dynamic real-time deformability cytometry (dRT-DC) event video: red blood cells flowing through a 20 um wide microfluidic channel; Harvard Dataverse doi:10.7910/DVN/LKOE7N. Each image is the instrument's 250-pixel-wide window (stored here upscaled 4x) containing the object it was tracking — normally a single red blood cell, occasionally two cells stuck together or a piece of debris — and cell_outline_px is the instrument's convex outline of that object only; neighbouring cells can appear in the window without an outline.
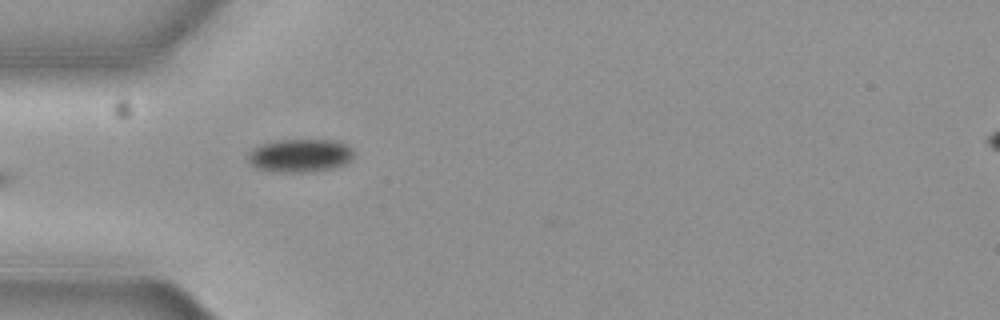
{"species": "common noctule bat (a hibernating species)", "species_latin": "Nyctalus noctula", "temperature_condition": "cold", "stored_images_in_passage": 6, "camera_frame_rate_fps": 3000, "um_per_image_px": 0.085, "animal": {"sex": "female", "body_mass_g": 19.3, "forearm_length_mm": 54.1}, "frame": {"image": 1, "passage_image": 5, "time_ms": 1.333, "image_size_px": [1000, 320], "cell_outline_px": [[352, 156], [344, 164], [332, 168], [300, 172], [284, 172], [256, 168], [248, 160], [248, 152], [252, 148], [260, 144], [272, 140], [340, 140], [348, 144], [352, 148]], "centroid_in_image_um": [25.48, 13.19], "position_along_channel_um": 59.5, "area_um2": 20.4}}
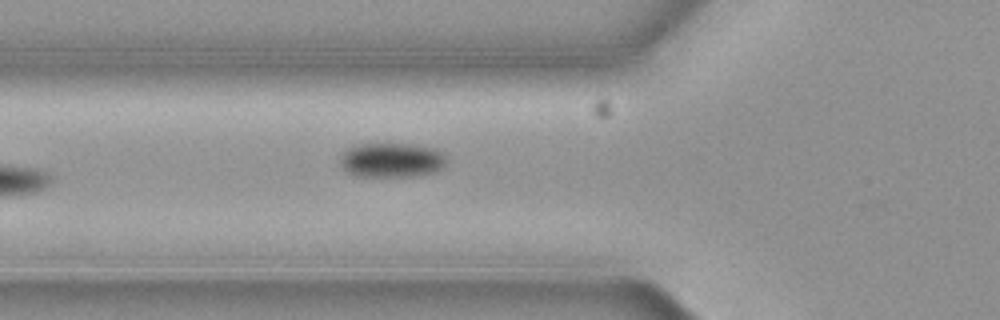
{"frame": {"image": 2, "passage_image": 6, "time_ms": 1.667, "image_size_px": [1000, 320], "cell_outline_px": [[444, 164], [436, 172], [412, 176], [356, 176], [348, 172], [340, 164], [340, 152], [356, 144], [412, 144], [436, 148], [444, 156]], "centroid_in_image_um": [33.24, 13.6], "position_along_channel_um": 92.6, "area_um2": 21.39}}